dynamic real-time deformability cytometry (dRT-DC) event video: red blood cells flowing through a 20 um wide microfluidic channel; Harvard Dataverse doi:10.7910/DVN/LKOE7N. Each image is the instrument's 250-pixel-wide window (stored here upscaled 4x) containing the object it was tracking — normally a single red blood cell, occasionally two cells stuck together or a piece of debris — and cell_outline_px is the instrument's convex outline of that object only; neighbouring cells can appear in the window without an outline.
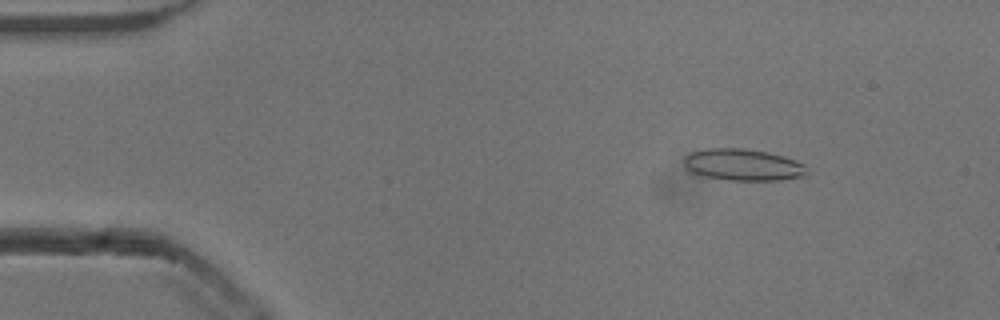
{"species": "common noctule bat (a hibernating species)", "species_latin": "Nyctalus noctula", "temperature_condition": "cold", "stored_images_in_passage": 47, "camera_frame_rate_fps": 3000, "um_per_image_px": 0.085, "animal": {"sex": "male", "body_mass_g": 13.3}, "frame": {"image": 1, "passage_image": 1, "time_ms": 0.0, "image_size_px": [1000, 320], "cell_outline_px": [[808, 172], [804, 176], [780, 180], [728, 180], [704, 176], [692, 172], [684, 164], [684, 156], [692, 152], [708, 148], [744, 148], [768, 152], [784, 156], [796, 160], [804, 164]], "centroid_in_image_um": [63.18, 14.0], "position_along_channel_um": 21.8, "area_um2": 22.72}}
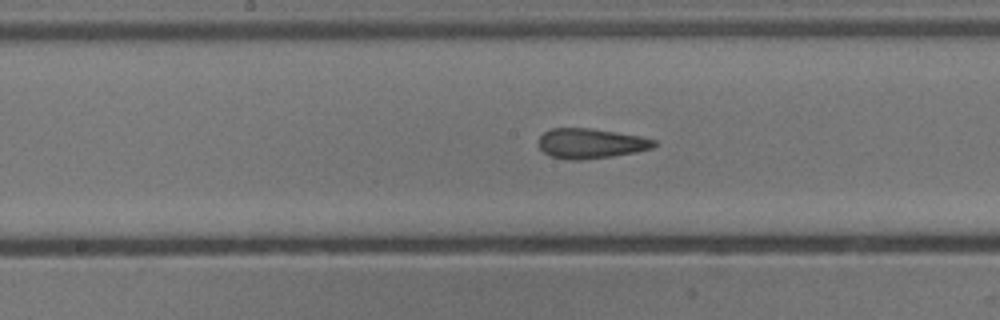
{"frame": {"image": 2, "passage_image": 21, "time_ms": 6.667, "image_size_px": [1000, 320], "cell_outline_px": [[656, 144], [652, 148], [636, 152], [612, 156], [580, 160], [568, 160], [552, 156], [544, 152], [540, 148], [540, 136], [544, 132], [552, 128], [592, 128], [640, 136], [656, 140]], "centroid_in_image_um": [50.23, 12.19], "position_along_channel_um": 198.0, "area_um2": 20.06}}
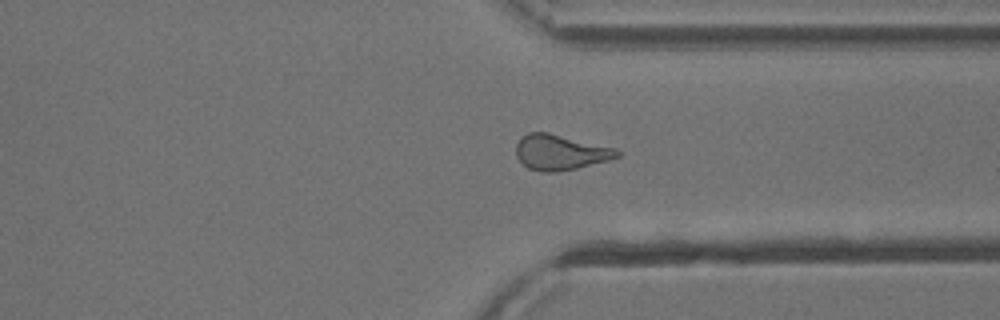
{"frame": {"image": 3, "passage_image": 34, "time_ms": 11.0, "image_size_px": [1000, 320], "cell_outline_px": [[620, 156], [608, 160], [560, 172], [540, 172], [528, 168], [516, 156], [516, 144], [520, 136], [528, 132], [548, 132], [616, 148], [620, 152]], "centroid_in_image_um": [47.6, 12.94], "position_along_channel_um": 363.8, "area_um2": 20.92}, "authors_computed_cell_mechanics": {"area_um2": 20.5768, "velocity_mm_per_s": 3.842, "shape_relaxation_time_tau1_ms": 5.0177, "shape_relaxation_time_tau2_ms": 1.8844, "deformation_change_tau1": 0.1622, "deformation_change_tau2": 0.1208}}